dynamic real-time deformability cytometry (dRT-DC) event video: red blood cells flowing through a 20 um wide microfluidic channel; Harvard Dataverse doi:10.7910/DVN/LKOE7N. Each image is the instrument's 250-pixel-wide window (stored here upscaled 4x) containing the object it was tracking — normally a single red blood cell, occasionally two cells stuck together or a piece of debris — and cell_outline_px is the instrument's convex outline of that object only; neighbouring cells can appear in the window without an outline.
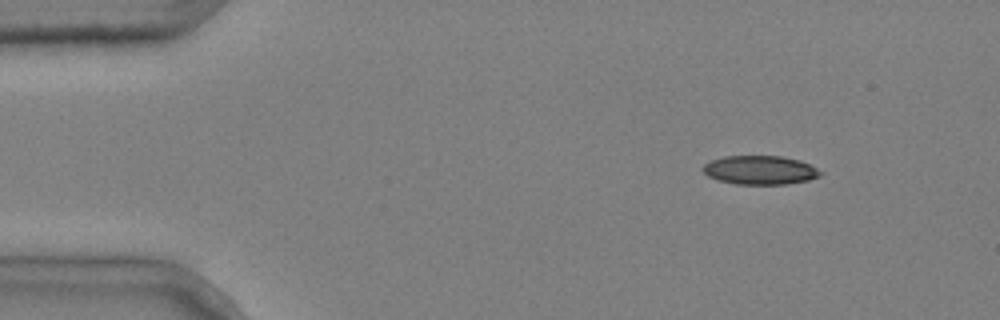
{"species": "common noctule bat (a hibernating species)", "species_latin": "Nyctalus noctula", "temperature_condition": "cold", "stored_images_in_passage": 6, "camera_frame_rate_fps": 3000, "um_per_image_px": 0.085, "animal": {"sex": "male", "body_mass_g": 20.4}, "frame": {"image": 1, "passage_image": 1, "time_ms": 0.0, "image_size_px": [1000, 320], "cell_outline_px": [[824, 172], [820, 176], [808, 180], [784, 184], [736, 184], [716, 180], [708, 176], [700, 168], [704, 164], [712, 160], [724, 156], [780, 156], [800, 160]], "centroid_in_image_um": [64.58, 14.46], "position_along_channel_um": 20.4, "area_um2": 19.77}}
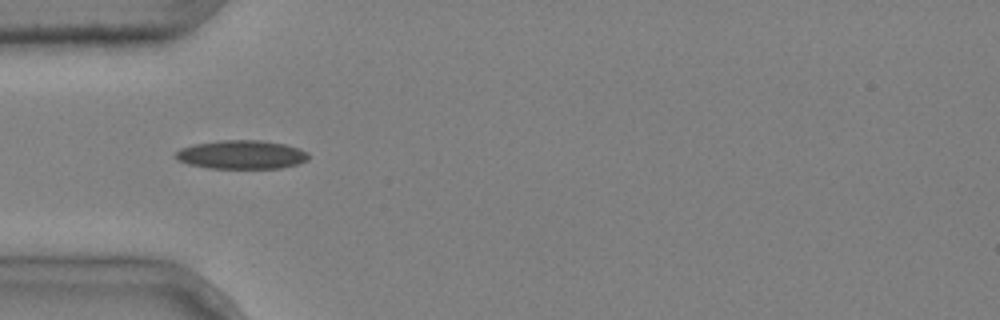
{"frame": {"image": 2, "passage_image": 3, "time_ms": 0.667, "image_size_px": [1000, 320], "cell_outline_px": [[308, 160], [296, 164], [280, 168], [208, 168], [188, 164], [176, 160], [176, 152], [180, 148], [196, 144], [220, 140], [260, 140], [284, 144], [300, 148], [308, 152]], "centroid_in_image_um": [20.53, 13.14], "position_along_channel_um": 64.5, "area_um2": 22.2}}
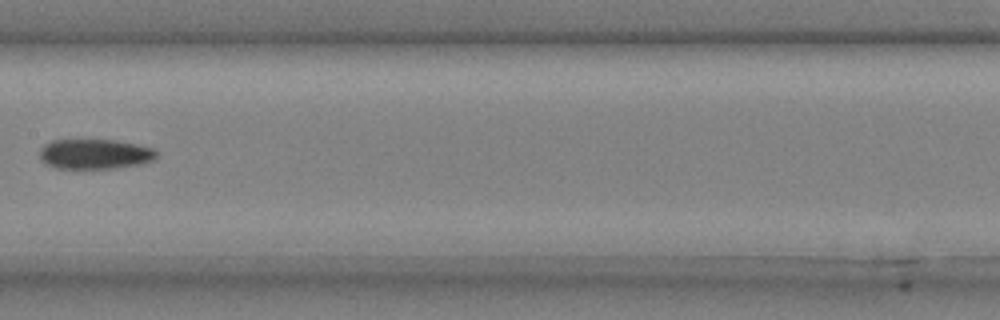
{"frame": {"image": 3, "passage_image": 6, "time_ms": 1.667, "image_size_px": [1000, 320], "cell_outline_px": [[156, 160], [140, 164], [112, 168], [56, 168], [48, 164], [40, 156], [40, 148], [44, 144], [52, 140], [112, 140], [136, 144], [152, 148], [156, 152]], "centroid_in_image_um": [8.07, 13.09], "position_along_channel_um": 199.3, "area_um2": 20.17}}